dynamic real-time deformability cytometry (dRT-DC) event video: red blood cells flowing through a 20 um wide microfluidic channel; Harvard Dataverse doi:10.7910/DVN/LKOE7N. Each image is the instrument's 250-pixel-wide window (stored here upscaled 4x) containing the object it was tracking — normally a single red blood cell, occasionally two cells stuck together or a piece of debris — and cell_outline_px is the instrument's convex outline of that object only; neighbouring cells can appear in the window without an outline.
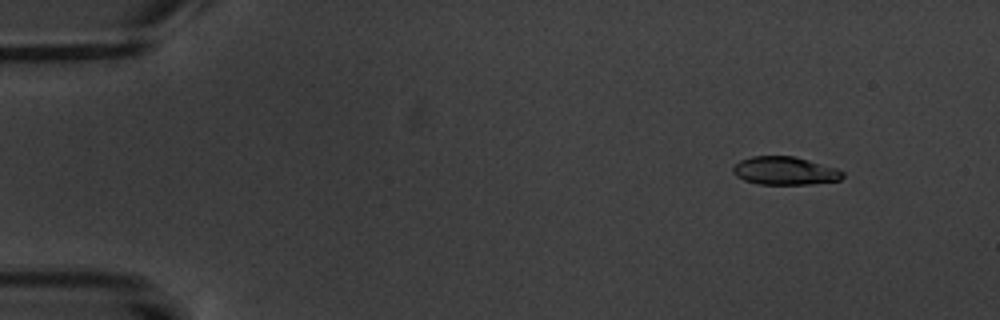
{"species": "common noctule bat (a hibernating species)", "species_latin": "Nyctalus noctula", "temperature_condition": "warm", "stored_images_in_passage": 5, "camera_frame_rate_fps": 3000, "um_per_image_px": 0.085, "animal": {"sex": "male", "body_mass_g": 20.1, "forearm_length_mm": 53.5}, "frame": {"image": 1, "passage_image": 2, "time_ms": 1.0, "image_size_px": [1000, 320], "cell_outline_px": [[844, 176], [840, 180], [808, 184], [760, 184], [744, 180], [736, 176], [732, 172], [732, 168], [740, 160], [752, 156], [796, 156], [836, 168], [844, 172]], "centroid_in_image_um": [66.71, 14.51], "position_along_channel_um": 18.3, "area_um2": 17.98}}
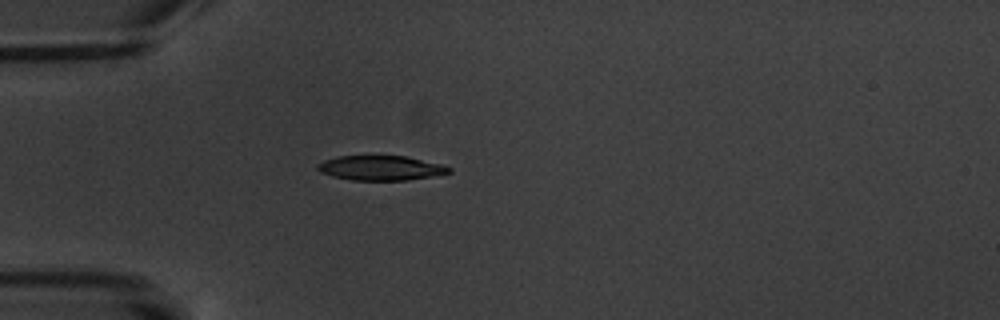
{"frame": {"image": 2, "passage_image": 5, "time_ms": 4.667, "image_size_px": [1000, 320], "cell_outline_px": [[452, 172], [432, 176], [408, 180], [352, 180], [332, 176], [320, 172], [316, 168], [316, 164], [324, 160], [340, 156], [404, 156], [440, 164], [452, 168]], "centroid_in_image_um": [32.34, 14.28], "position_along_channel_um": 52.7, "area_um2": 18.79}}